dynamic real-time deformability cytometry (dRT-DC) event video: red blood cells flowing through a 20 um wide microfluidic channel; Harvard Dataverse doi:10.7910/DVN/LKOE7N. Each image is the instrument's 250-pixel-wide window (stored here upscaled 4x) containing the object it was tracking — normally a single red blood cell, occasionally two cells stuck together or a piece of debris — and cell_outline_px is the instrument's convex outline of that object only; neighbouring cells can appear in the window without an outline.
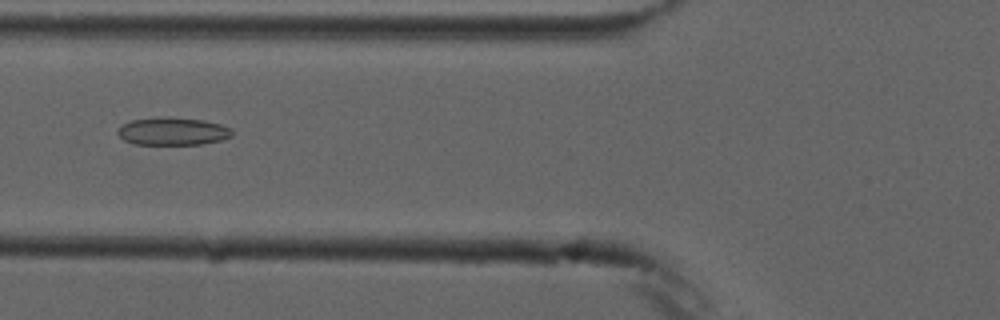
{"species": "common noctule bat (a hibernating species)", "species_latin": "Nyctalus noctula", "temperature_condition": "cold", "stored_images_in_passage": 8, "camera_frame_rate_fps": 3000, "um_per_image_px": 0.085, "animal": {"sex": "male", "forearm_length_mm": 52.5}, "frame": {"image": 1, "passage_image": 5, "time_ms": 4.667, "image_size_px": [1000, 320], "cell_outline_px": [[232, 136], [220, 140], [204, 144], [136, 144], [124, 140], [116, 132], [124, 124], [132, 120], [164, 116], [168, 116], [204, 120], [220, 124], [232, 128]], "centroid_in_image_um": [14.71, 11.15], "position_along_channel_um": 111.1, "area_um2": 18.5}}
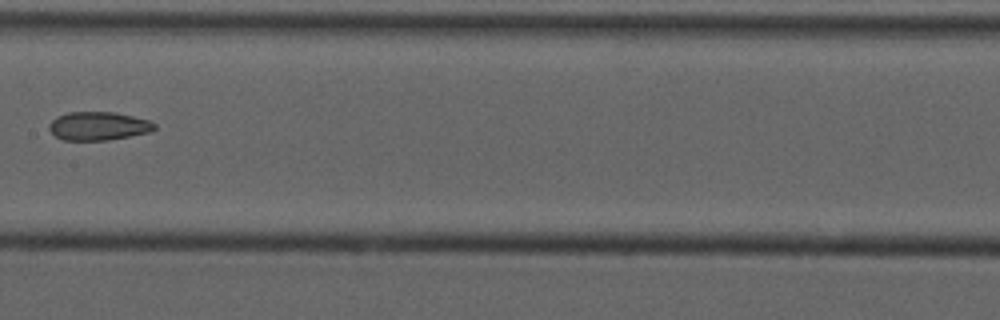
{"frame": {"image": 2, "passage_image": 7, "time_ms": 7.0, "image_size_px": [1000, 320], "cell_outline_px": [[156, 128], [148, 132], [108, 140], [64, 140], [56, 136], [48, 128], [48, 124], [56, 116], [68, 112], [112, 112], [132, 116], [148, 120], [156, 124]], "centroid_in_image_um": [8.32, 10.7], "position_along_channel_um": 199.1, "area_um2": 17.34}}
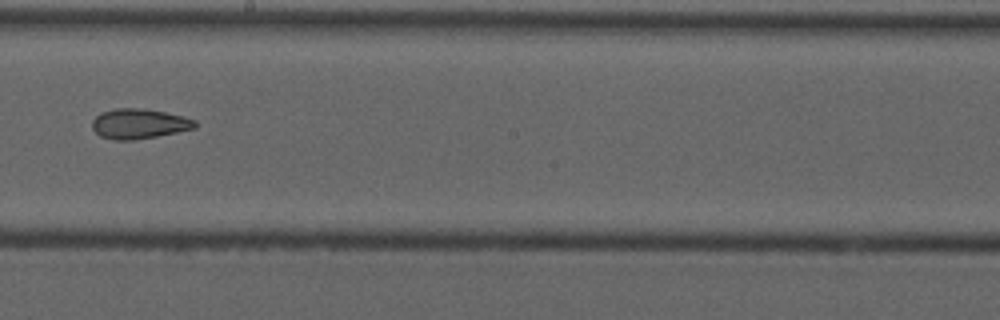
{"frame": {"image": 3, "passage_image": 8, "time_ms": 8.0, "image_size_px": [1000, 320], "cell_outline_px": [[196, 128], [156, 136], [132, 140], [116, 140], [100, 136], [92, 128], [92, 120], [100, 112], [116, 108], [140, 108], [164, 112], [184, 116], [196, 120]], "centroid_in_image_um": [11.81, 10.51], "position_along_channel_um": 236.4, "area_um2": 17.92}}